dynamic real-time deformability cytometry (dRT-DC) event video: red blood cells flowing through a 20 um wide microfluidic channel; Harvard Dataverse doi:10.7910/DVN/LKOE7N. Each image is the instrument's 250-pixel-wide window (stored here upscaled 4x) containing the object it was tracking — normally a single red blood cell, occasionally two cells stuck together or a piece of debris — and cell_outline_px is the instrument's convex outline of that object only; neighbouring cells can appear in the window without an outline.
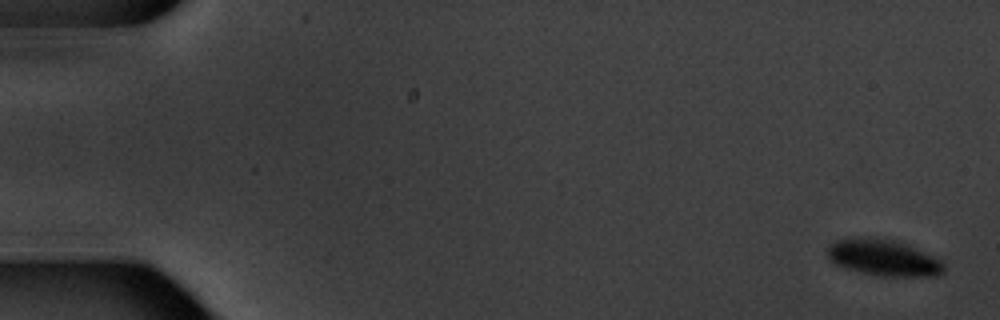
{"species": "common noctule bat (a hibernating species)", "species_latin": "Nyctalus noctula", "temperature_condition": "warm", "stored_images_in_passage": 5, "camera_frame_rate_fps": 3000, "um_per_image_px": 0.085, "animal": {"sex": "male", "body_mass_g": 20.1, "forearm_length_mm": 53.5}, "frame": {"image": 1, "passage_image": 1, "time_ms": 0.0, "image_size_px": [1000, 320], "cell_outline_px": [[944, 272], [936, 276], [880, 276], [860, 272], [844, 268], [828, 260], [828, 248], [836, 240], [892, 240], [908, 244], [940, 260], [944, 264]], "centroid_in_image_um": [75.14, 21.96], "position_along_channel_um": 9.9, "area_um2": 23.81}}
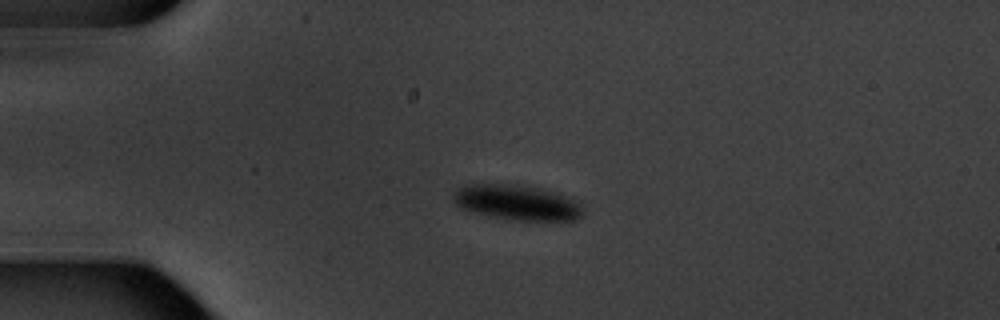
{"frame": {"image": 2, "passage_image": 4, "time_ms": 4.333, "image_size_px": [1000, 320], "cell_outline_px": [[584, 216], [576, 220], [504, 220], [488, 216], [460, 208], [452, 200], [452, 192], [464, 184], [508, 184], [536, 188], [572, 196], [584, 208]], "centroid_in_image_um": [43.95, 17.22], "position_along_channel_um": 41.1, "area_um2": 27.05}}